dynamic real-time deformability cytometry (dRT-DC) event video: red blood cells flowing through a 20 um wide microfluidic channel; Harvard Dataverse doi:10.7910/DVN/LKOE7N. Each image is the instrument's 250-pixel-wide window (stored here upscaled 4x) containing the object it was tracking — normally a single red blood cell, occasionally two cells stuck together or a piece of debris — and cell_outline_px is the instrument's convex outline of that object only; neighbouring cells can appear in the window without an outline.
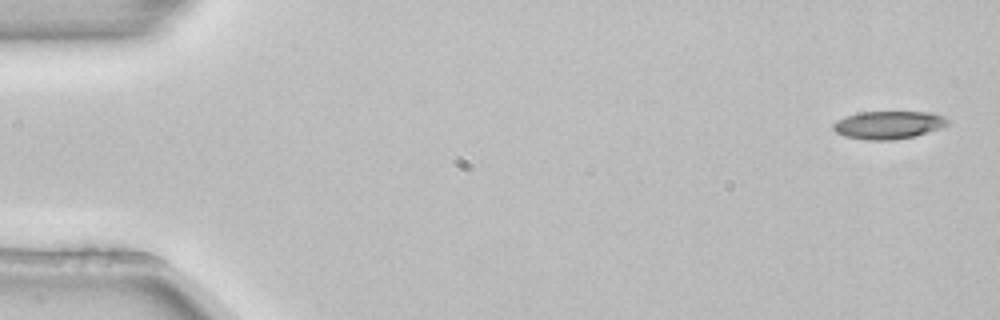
{"species": "common noctule bat (a hibernating species)", "species_latin": "Nyctalus noctula", "temperature_condition": "room temperature", "stored_images_in_passage": 4, "camera_frame_rate_fps": 3000, "um_per_image_px": 0.085, "animal": {"sex": "female", "body_mass_g": 22.7, "forearm_length_mm": 54.2}, "frame": {"image": 1, "passage_image": 1, "time_ms": 0.0, "image_size_px": [1000, 320], "cell_outline_px": [[948, 124], [940, 128], [916, 136], [892, 140], [864, 140], [844, 136], [836, 132], [832, 128], [832, 124], [836, 120], [844, 116], [860, 112], [936, 112], [944, 116], [948, 120]], "centroid_in_image_um": [75.5, 10.62], "position_along_channel_um": 9.5, "area_um2": 18.84}}
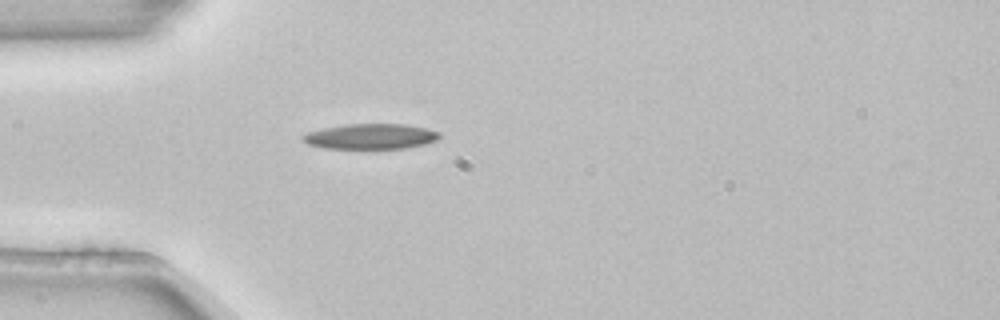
{"frame": {"image": 2, "passage_image": 4, "time_ms": 1.0, "image_size_px": [1000, 320], "cell_outline_px": [[440, 136], [436, 140], [424, 144], [408, 148], [320, 148], [308, 144], [300, 140], [300, 136], [308, 132], [324, 128], [348, 124], [408, 124], [440, 132]], "centroid_in_image_um": [31.47, 11.6], "position_along_channel_um": 53.5, "area_um2": 20.17}}